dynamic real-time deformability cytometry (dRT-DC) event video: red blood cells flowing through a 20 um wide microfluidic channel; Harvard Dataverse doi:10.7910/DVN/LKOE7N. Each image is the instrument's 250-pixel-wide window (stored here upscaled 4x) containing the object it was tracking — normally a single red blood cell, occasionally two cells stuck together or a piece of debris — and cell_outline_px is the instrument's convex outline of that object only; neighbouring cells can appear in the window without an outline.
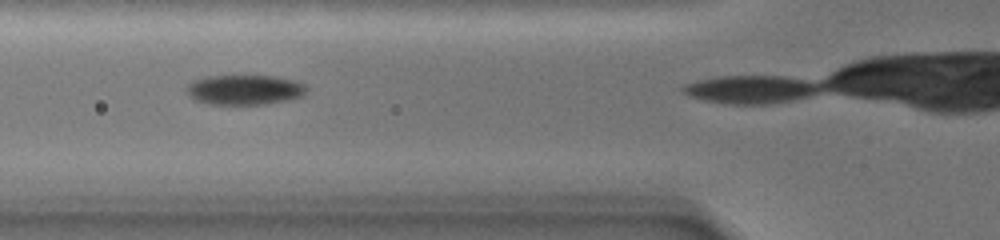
{"species": "common noctule bat (a hibernating species)", "species_latin": "Nyctalus noctula", "temperature_condition": "warm", "stored_images_in_passage": 7, "camera_frame_rate_fps": 3000, "um_per_image_px": 0.085, "animal": {"sex": "female", "body_mass_g": 19.0, "forearm_length_mm": 51.5}, "frame": {"image": 1, "passage_image": 6, "time_ms": 4.667, "image_size_px": [1000, 240], "cell_outline_px": [[308, 88], [304, 96], [288, 100], [264, 104], [208, 104], [192, 100], [184, 92], [184, 88], [188, 84], [196, 80], [208, 76], [276, 76], [296, 80], [304, 84]], "centroid_in_image_um": [20.77, 7.64], "position_along_channel_um": 105.0, "area_um2": 21.27}}